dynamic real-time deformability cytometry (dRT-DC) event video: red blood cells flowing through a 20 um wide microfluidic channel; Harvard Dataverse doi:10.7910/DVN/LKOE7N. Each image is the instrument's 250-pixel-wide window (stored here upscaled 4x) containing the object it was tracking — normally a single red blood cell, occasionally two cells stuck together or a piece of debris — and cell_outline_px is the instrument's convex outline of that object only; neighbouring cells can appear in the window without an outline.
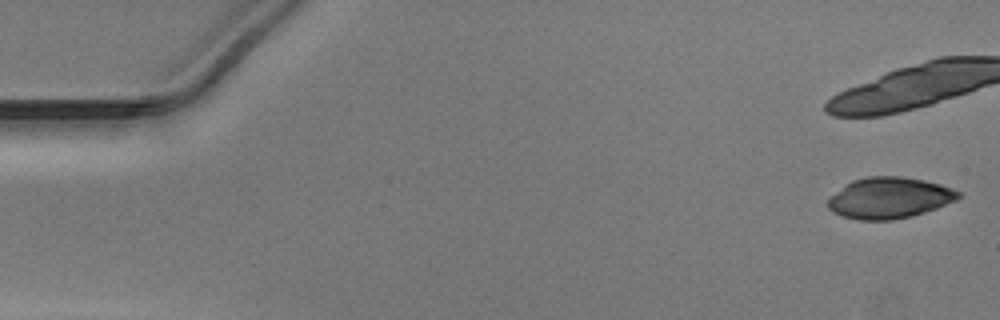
{"species": "Egyptian fruit bat (a non-hibernating species)", "species_latin": "Rousettus aegyptiacus", "temperature_condition": "warm", "stored_images_in_passage": 12, "camera_frame_rate_fps": 3000, "um_per_image_px": 0.085, "animal": {"sex": "male"}, "frame": {"image": 1, "passage_image": 1, "time_ms": 0.0, "image_size_px": [1000, 320], "cell_outline_px": [[960, 196], [956, 200], [936, 208], [912, 216], [892, 220], [860, 220], [844, 216], [832, 212], [828, 208], [828, 200], [844, 184], [852, 180], [868, 176], [900, 176], [924, 180], [940, 184], [952, 188], [960, 192]], "centroid_in_image_um": [75.59, 16.81], "position_along_channel_um": 9.4, "area_um2": 31.15}}